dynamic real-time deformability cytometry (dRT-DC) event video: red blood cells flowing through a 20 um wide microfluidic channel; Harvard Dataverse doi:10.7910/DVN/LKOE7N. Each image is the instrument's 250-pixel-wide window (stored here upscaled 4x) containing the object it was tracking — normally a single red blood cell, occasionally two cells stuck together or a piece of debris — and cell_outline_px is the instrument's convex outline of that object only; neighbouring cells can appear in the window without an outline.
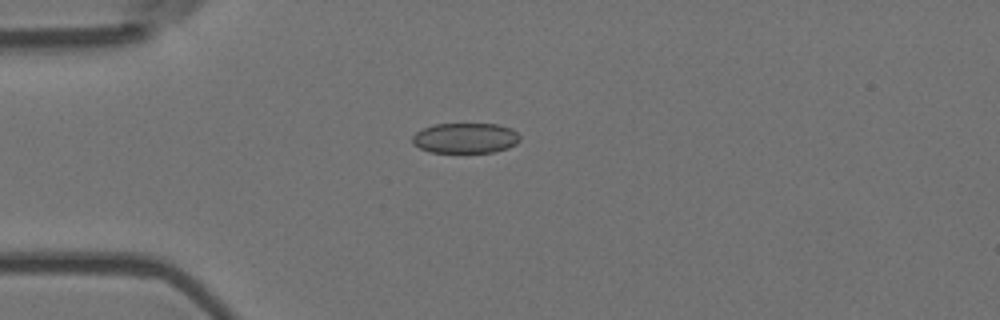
{"species": "Egyptian fruit bat (a non-hibernating species)", "species_latin": "Rousettus aegyptiacus", "temperature_condition": "room temperature", "stored_images_in_passage": 4, "camera_frame_rate_fps": 3000, "um_per_image_px": 0.085, "animal": {"sex": "female"}, "frame": {"image": 1, "passage_image": 4, "time_ms": 1.0, "image_size_px": [1000, 320], "cell_outline_px": [[520, 140], [516, 144], [508, 148], [492, 152], [432, 152], [420, 148], [412, 144], [412, 136], [416, 132], [432, 124], [496, 124], [512, 128], [520, 136]], "centroid_in_image_um": [39.56, 11.73], "position_along_channel_um": 45.4, "area_um2": 19.02}}